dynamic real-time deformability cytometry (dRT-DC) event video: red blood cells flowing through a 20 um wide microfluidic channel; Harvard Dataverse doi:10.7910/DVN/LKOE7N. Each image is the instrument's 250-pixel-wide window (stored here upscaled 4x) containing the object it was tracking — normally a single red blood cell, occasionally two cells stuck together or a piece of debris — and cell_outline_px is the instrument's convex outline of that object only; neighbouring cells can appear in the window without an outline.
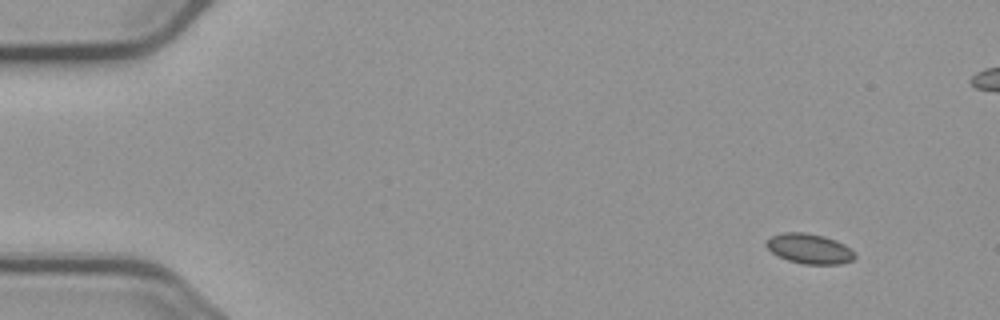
{"species": "common noctule bat (a hibernating species)", "species_latin": "Nyctalus noctula", "temperature_condition": "cold", "stored_images_in_passage": 8, "camera_frame_rate_fps": 3000, "um_per_image_px": 0.085, "animal": {"sex": "male", "body_mass_g": 23.1, "forearm_length_mm": 52.7}, "frame": {"image": 1, "passage_image": 1, "time_ms": 0.0, "image_size_px": [1000, 320], "cell_outline_px": [[856, 256], [852, 260], [840, 264], [804, 264], [788, 260], [776, 256], [764, 244], [764, 240], [772, 236], [784, 232], [804, 232], [824, 236], [836, 240], [844, 244]], "centroid_in_image_um": [68.75, 21.13], "position_along_channel_um": 16.3, "area_um2": 15.49}}
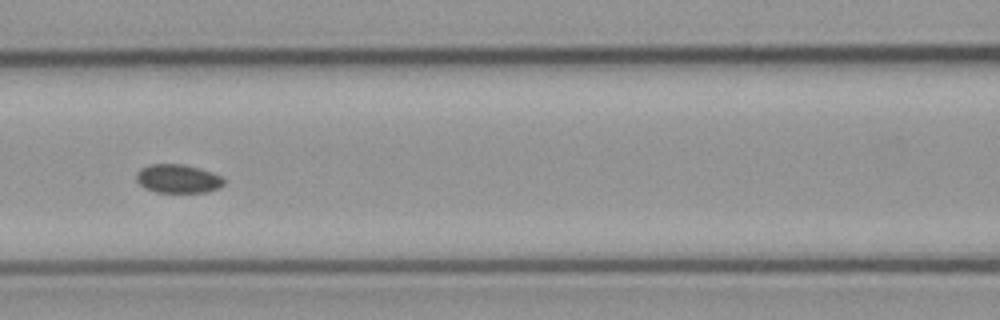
{"frame": {"image": 2, "passage_image": 6, "time_ms": 6.667, "image_size_px": [1000, 320], "cell_outline_px": [[224, 184], [220, 188], [208, 192], [156, 192], [144, 188], [136, 180], [136, 172], [140, 168], [148, 164], [184, 164], [200, 168], [212, 172], [220, 176], [224, 180]], "centroid_in_image_um": [15.11, 15.18], "position_along_channel_um": 151.5, "area_um2": 14.8}}
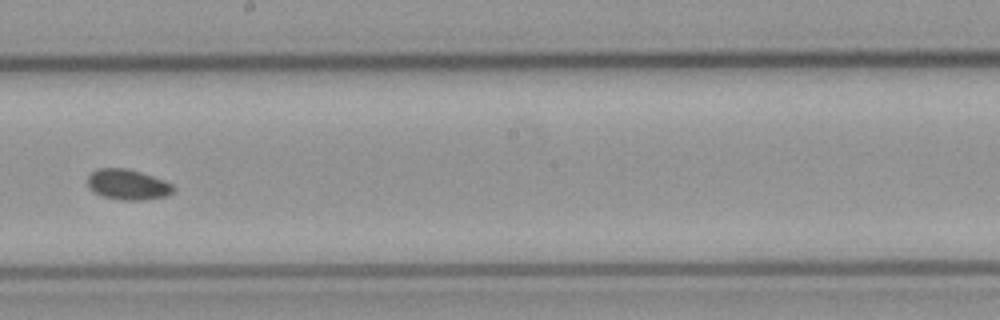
{"frame": {"image": 3, "passage_image": 8, "time_ms": 9.0, "image_size_px": [1000, 320], "cell_outline_px": [[176, 192], [168, 196], [140, 200], [120, 200], [100, 196], [92, 192], [88, 188], [88, 176], [92, 172], [100, 168], [124, 168], [140, 172], [164, 180], [172, 184], [176, 188]], "centroid_in_image_um": [10.87, 15.71], "position_along_channel_um": 237.3, "area_um2": 15.43}}